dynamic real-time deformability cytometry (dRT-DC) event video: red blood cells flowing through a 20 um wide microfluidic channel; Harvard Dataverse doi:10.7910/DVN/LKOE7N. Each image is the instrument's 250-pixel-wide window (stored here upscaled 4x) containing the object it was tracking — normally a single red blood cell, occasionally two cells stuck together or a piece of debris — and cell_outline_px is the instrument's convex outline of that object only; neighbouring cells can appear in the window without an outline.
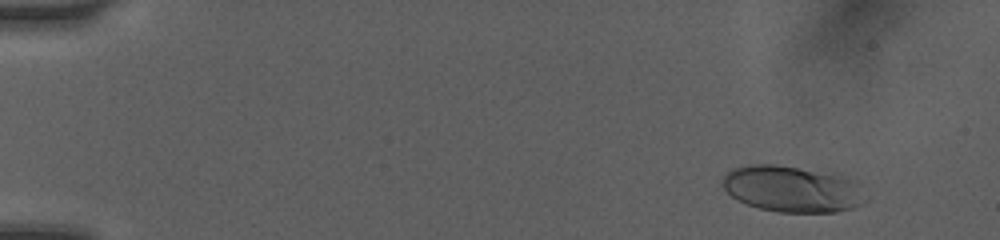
{"species": "human", "species_latin": "Homo sapiens", "temperature_condition": "room temperature", "stored_images_in_passage": 10, "camera_frame_rate_fps": 3000, "um_per_image_px": 0.085, "donor": {"sex": "female"}, "frame": {"image": 1, "passage_image": 5, "time_ms": 1.667, "image_size_px": [1000, 240], "cell_outline_px": [[868, 200], [852, 208], [836, 212], [780, 212], [760, 208], [748, 204], [732, 196], [720, 184], [724, 176], [732, 168], [752, 164], [776, 164], [836, 172], [860, 180]], "centroid_in_image_um": [67.45, 16.03], "position_along_channel_um": 17.5, "area_um2": 39.54}}
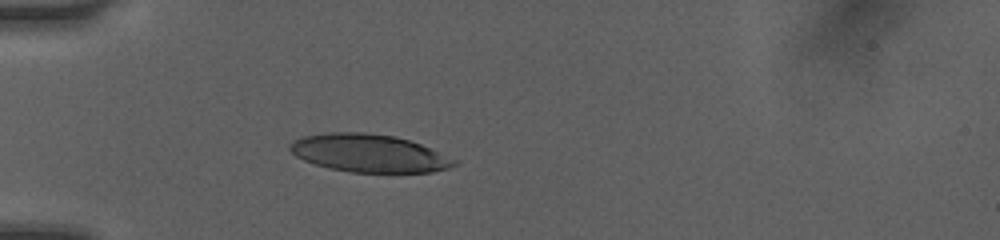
{"frame": {"image": 2, "passage_image": 10, "time_ms": 5.333, "image_size_px": [1000, 240], "cell_outline_px": [[460, 160], [456, 164], [448, 168], [432, 172], [348, 172], [328, 168], [304, 160], [296, 156], [288, 148], [288, 144], [292, 140], [304, 136], [332, 132], [364, 132], [396, 136], [420, 144]], "centroid_in_image_um": [31.37, 13.02], "position_along_channel_um": 53.6, "area_um2": 36.36}}